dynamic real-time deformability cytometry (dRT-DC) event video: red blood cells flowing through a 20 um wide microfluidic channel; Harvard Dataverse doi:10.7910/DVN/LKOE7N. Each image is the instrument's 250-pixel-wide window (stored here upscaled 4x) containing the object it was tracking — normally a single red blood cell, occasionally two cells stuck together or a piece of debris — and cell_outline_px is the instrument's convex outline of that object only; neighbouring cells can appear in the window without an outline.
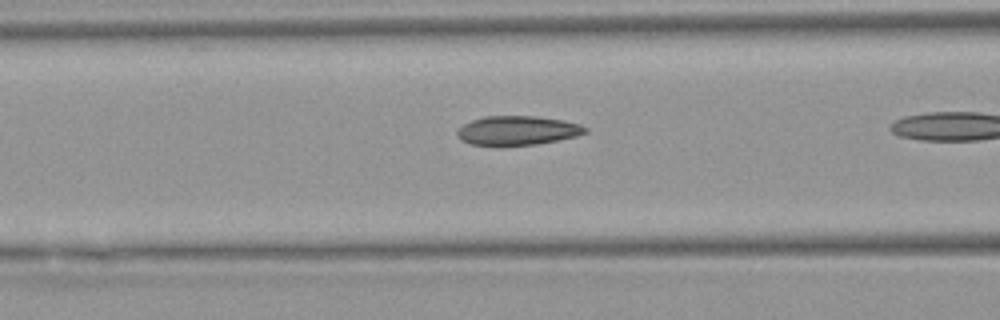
{"species": "Egyptian fruit bat (a non-hibernating species)", "species_latin": "Rousettus aegyptiacus", "temperature_condition": "warm", "stored_images_in_passage": 10, "camera_frame_rate_fps": 3000, "um_per_image_px": 0.085, "animal": {"sex": "female"}, "frame": {"image": 1, "passage_image": 6, "time_ms": 1.667, "image_size_px": [1000, 320], "cell_outline_px": [[588, 132], [576, 136], [536, 144], [472, 144], [460, 140], [456, 132], [464, 124], [472, 120], [484, 116], [536, 116], [560, 120], [580, 124], [588, 128]], "centroid_in_image_um": [44.0, 11.07], "position_along_channel_um": 122.6, "area_um2": 21.27}}
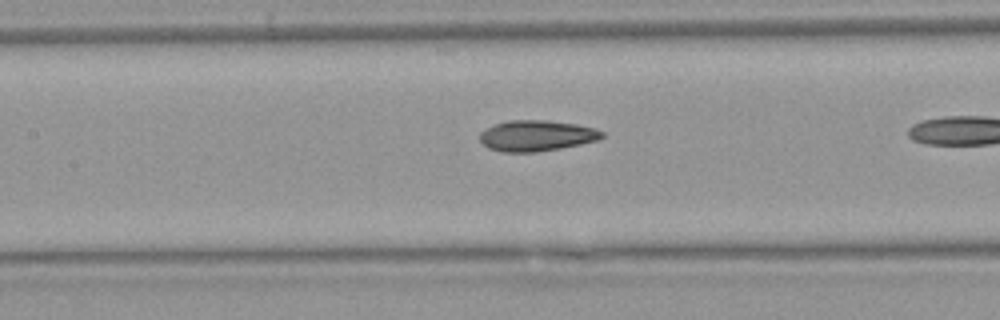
{"frame": {"image": 2, "passage_image": 9, "time_ms": 2.667, "image_size_px": [1000, 320], "cell_outline_px": [[604, 136], [596, 140], [580, 144], [560, 148], [536, 152], [500, 152], [488, 148], [480, 140], [480, 132], [496, 124], [508, 120], [548, 120], [576, 124], [596, 128], [604, 132]], "centroid_in_image_um": [45.61, 11.53], "position_along_channel_um": 161.8, "area_um2": 21.91}}